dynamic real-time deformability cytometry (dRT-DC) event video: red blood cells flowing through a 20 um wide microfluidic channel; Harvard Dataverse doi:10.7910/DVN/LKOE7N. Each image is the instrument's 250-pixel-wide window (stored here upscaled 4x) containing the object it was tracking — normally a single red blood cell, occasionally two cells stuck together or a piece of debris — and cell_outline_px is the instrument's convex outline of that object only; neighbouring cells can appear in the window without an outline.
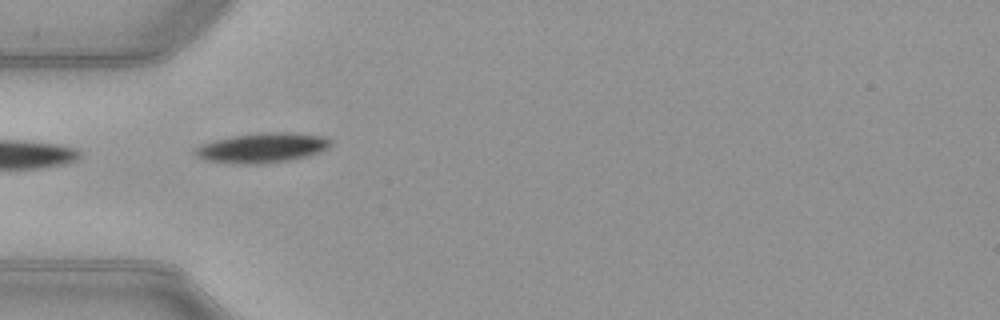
{"species": "common noctule bat (a hibernating species)", "species_latin": "Nyctalus noctula", "temperature_condition": "warm", "stored_images_in_passage": 36, "camera_frame_rate_fps": 3000, "um_per_image_px": 0.085, "animal": {"sex": "female", "body_mass_g": 21.9}, "frame": {"image": 1, "passage_image": 1, "time_ms": 0.0, "image_size_px": [1000, 320], "cell_outline_px": [[332, 144], [328, 148], [320, 152], [288, 160], [260, 164], [236, 164], [204, 160], [196, 156], [192, 152], [200, 144], [232, 136], [268, 132], [292, 132], [324, 136], [332, 140]], "centroid_in_image_um": [22.28, 12.56], "position_along_channel_um": 62.7, "area_um2": 23.58}}
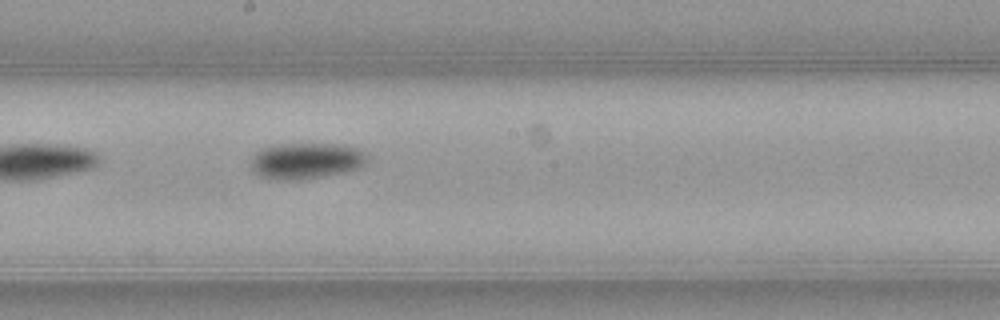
{"frame": {"image": 2, "passage_image": 13, "time_ms": 4.0, "image_size_px": [1000, 320], "cell_outline_px": [[368, 160], [360, 168], [300, 180], [268, 180], [252, 172], [252, 160], [256, 152], [260, 148], [280, 144], [336, 144], [356, 148], [364, 152], [368, 156]], "centroid_in_image_um": [25.97, 13.67], "position_along_channel_um": 222.2, "area_um2": 24.45}}
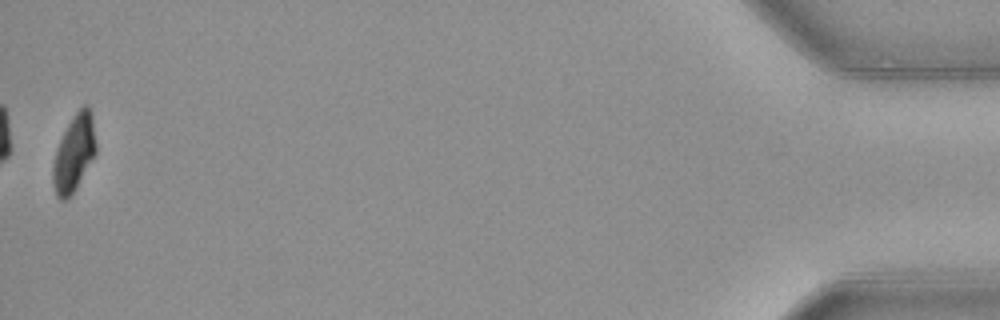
{"frame": {"image": 3, "passage_image": 36, "time_ms": 11.667, "image_size_px": [1000, 320], "cell_outline_px": [[96, 152], [76, 188], [68, 200], [60, 200], [56, 196], [52, 180], [52, 164], [56, 148], [68, 124], [76, 112], [84, 104], [88, 104], [92, 112], [96, 144]], "centroid_in_image_um": [6.28, 13.03], "position_along_channel_um": 428.9, "area_um2": 19.31}, "authors_computed_cell_mechanics": {"area_um2": 23.0911, "velocity_mm_per_s": 3.9889, "shape_relaxation_time_tau1_ms": 2.1402, "shape_relaxation_time_tau2_ms": 10.462, "deformation_change_tau1": 0.121, "deformation_change_tau2": 0.1187}}